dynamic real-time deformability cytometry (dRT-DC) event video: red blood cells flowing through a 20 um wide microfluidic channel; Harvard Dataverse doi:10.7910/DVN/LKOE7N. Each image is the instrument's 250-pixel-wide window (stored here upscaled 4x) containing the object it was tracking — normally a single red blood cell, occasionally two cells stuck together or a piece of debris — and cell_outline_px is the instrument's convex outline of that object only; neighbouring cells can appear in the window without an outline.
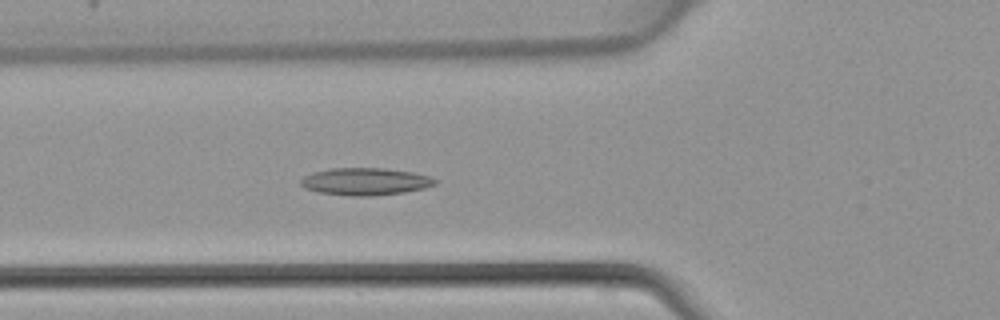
{"species": "common noctule bat (a hibernating species)", "species_latin": "Nyctalus noctula", "temperature_condition": "warm", "stored_images_in_passage": 45, "camera_frame_rate_fps": 3000, "um_per_image_px": 0.085, "animal": {"sex": "female", "body_mass_g": 22.7, "forearm_length_mm": 54.2}, "frame": {"image": 1, "passage_image": 16, "time_ms": 5.0, "image_size_px": [1000, 320], "cell_outline_px": [[440, 180], [436, 184], [424, 188], [404, 192], [368, 196], [348, 196], [320, 192], [304, 188], [300, 184], [300, 180], [304, 176], [312, 172], [332, 168], [384, 168], [412, 172], [428, 176]], "centroid_in_image_um": [31.05, 15.42], "position_along_channel_um": 94.8, "area_um2": 21.39}}
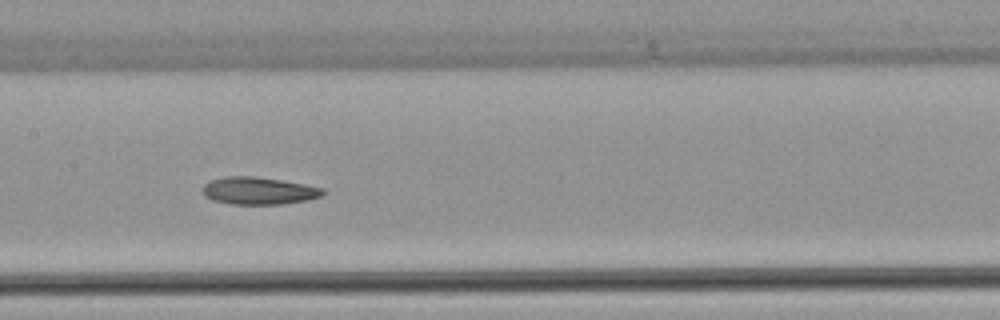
{"frame": {"image": 2, "passage_image": 22, "time_ms": 7.0, "image_size_px": [1000, 320], "cell_outline_px": [[328, 192], [324, 196], [308, 200], [284, 204], [232, 204], [212, 200], [204, 196], [200, 192], [200, 188], [208, 180], [224, 176], [252, 176], [280, 180], [304, 184], [324, 188]], "centroid_in_image_um": [21.97, 16.22], "position_along_channel_um": 185.4, "area_um2": 19.65}}
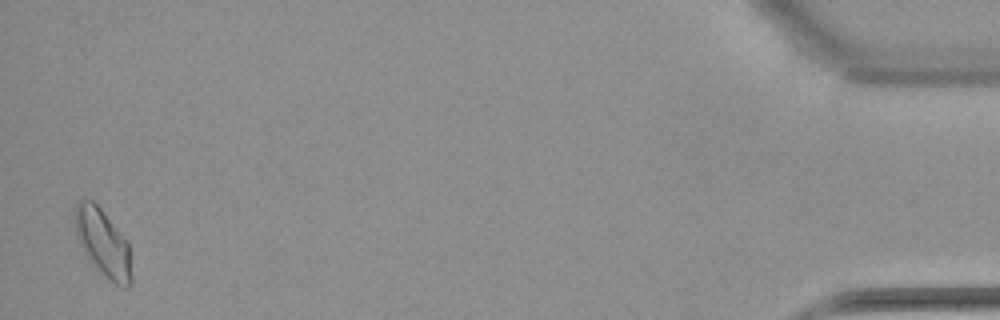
{"frame": {"image": 3, "passage_image": 44, "time_ms": 14.333, "image_size_px": [1000, 320], "cell_outline_px": [[132, 284], [128, 288], [124, 288], [108, 280], [96, 268], [84, 252], [76, 236], [72, 212], [76, 204], [80, 200], [92, 200], [100, 208], [128, 240], [132, 276]], "centroid_in_image_um": [8.75, 20.65], "position_along_channel_um": 426.4, "area_um2": 22.54}}